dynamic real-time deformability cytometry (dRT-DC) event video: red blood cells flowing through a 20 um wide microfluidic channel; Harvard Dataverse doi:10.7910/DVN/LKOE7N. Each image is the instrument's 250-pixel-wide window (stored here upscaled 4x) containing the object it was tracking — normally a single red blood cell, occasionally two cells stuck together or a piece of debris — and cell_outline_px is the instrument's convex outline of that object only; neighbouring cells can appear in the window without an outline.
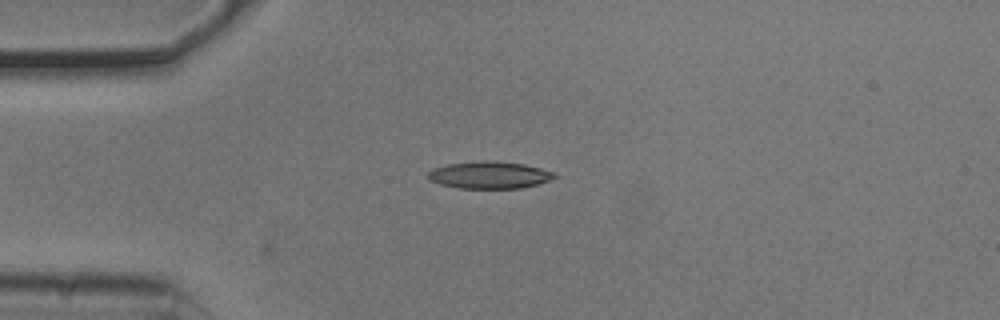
{"species": "common noctule bat (a hibernating species)", "species_latin": "Nyctalus noctula", "temperature_condition": "cold", "stored_images_in_passage": 3, "camera_frame_rate_fps": 3000, "um_per_image_px": 0.085, "animal": {"sex": "male", "body_mass_g": 20.5, "forearm_length_mm": 52.5}, "frame": {"image": 1, "passage_image": 1, "time_ms": 0.0, "image_size_px": [1000, 320], "cell_outline_px": [[556, 176], [548, 180], [536, 184], [520, 188], [460, 188], [440, 184], [428, 180], [428, 172], [432, 168], [448, 164], [480, 160], [488, 160], [524, 164], [556, 172]], "centroid_in_image_um": [41.56, 14.86], "position_along_channel_um": 43.4, "area_um2": 19.94}}